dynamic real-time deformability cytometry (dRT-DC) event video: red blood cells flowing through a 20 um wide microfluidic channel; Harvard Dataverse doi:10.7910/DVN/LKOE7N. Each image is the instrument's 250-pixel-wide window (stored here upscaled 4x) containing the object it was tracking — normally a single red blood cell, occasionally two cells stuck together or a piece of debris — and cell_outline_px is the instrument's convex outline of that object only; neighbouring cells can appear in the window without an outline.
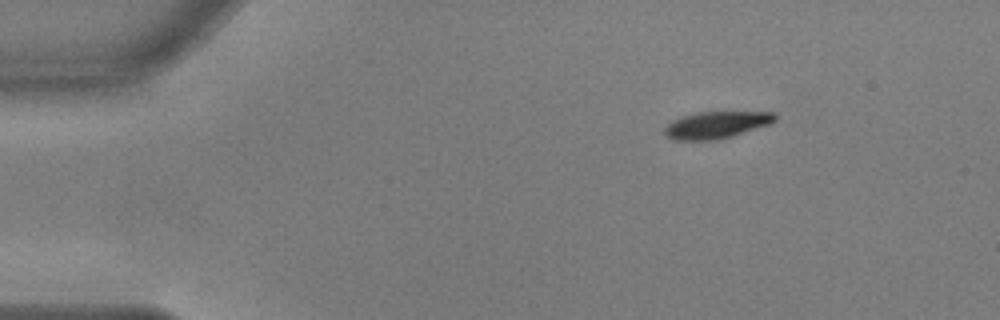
{"species": "common noctule bat (a hibernating species)", "species_latin": "Nyctalus noctula", "temperature_condition": "warm", "stored_images_in_passage": 48, "camera_frame_rate_fps": 3000, "um_per_image_px": 0.085, "animal": {"sex": "male", "body_mass_g": 17.9, "forearm_length_mm": 54.2}, "frame": {"image": 1, "passage_image": 1, "time_ms": 0.0, "image_size_px": [1000, 320], "cell_outline_px": [[776, 120], [772, 124], [732, 136], [716, 140], [672, 140], [664, 132], [664, 128], [672, 120], [684, 116], [700, 112], [772, 112], [776, 116]], "centroid_in_image_um": [60.91, 10.62], "position_along_channel_um": 24.1, "area_um2": 17.28}}
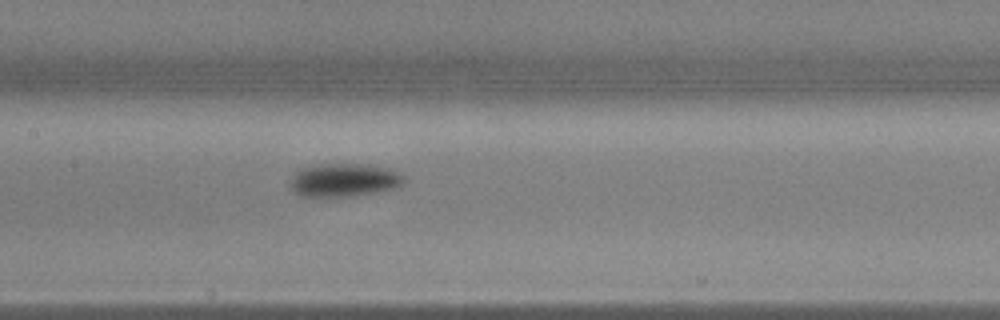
{"frame": {"image": 2, "passage_image": 20, "time_ms": 6.333, "image_size_px": [1000, 320], "cell_outline_px": [[404, 184], [396, 188], [376, 192], [352, 196], [300, 196], [288, 184], [292, 176], [300, 168], [312, 164], [368, 164], [388, 168], [400, 172], [404, 176]], "centroid_in_image_um": [29.25, 15.29], "position_along_channel_um": 178.1, "area_um2": 22.31}}
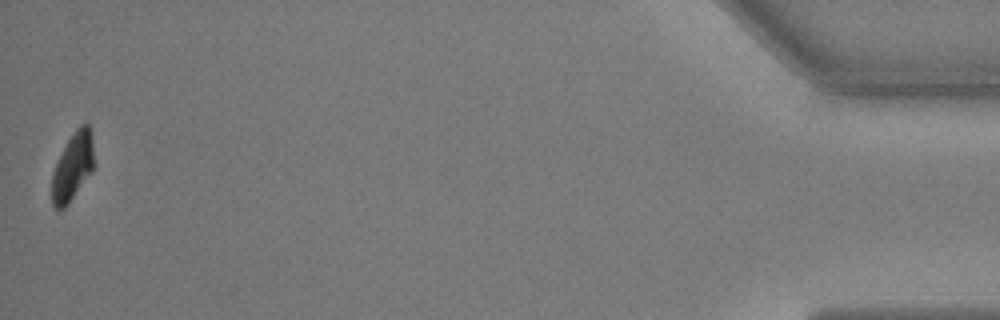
{"frame": {"image": 3, "passage_image": 48, "time_ms": 15.667, "image_size_px": [1000, 320], "cell_outline_px": [[92, 172], [68, 204], [64, 208], [56, 208], [52, 204], [52, 172], [68, 140], [76, 128], [80, 124], [88, 124], [92, 136]], "centroid_in_image_um": [6.17, 14.18], "position_along_channel_um": 429.0, "area_um2": 16.18}, "authors_computed_cell_mechanics": {"area_um2": 19.9699, "velocity_mm_per_s": 3.6469, "shape_relaxation_time_tau1_ms": 2.6648, "shape_relaxation_time_tau2_ms": null, "deformation_change_tau1": 0.1451, "deformation_change_tau2": null}}